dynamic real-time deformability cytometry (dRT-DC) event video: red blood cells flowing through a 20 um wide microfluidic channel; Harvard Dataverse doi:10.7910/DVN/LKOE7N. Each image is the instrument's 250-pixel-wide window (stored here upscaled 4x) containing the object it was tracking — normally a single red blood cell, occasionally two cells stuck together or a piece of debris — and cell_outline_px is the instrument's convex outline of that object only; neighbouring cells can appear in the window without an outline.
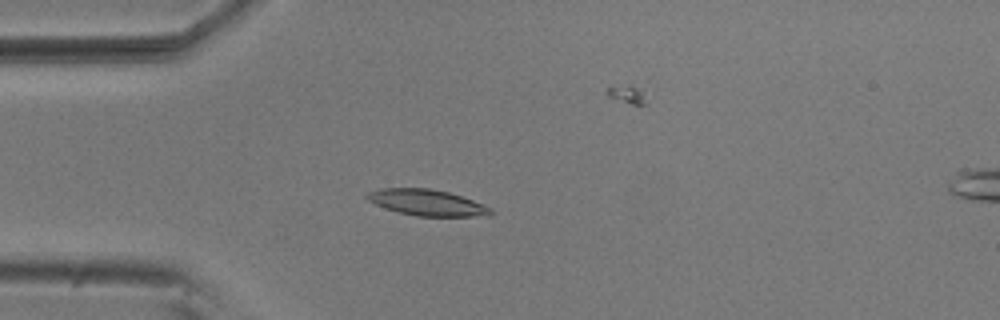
{"species": "common noctule bat (a hibernating species)", "species_latin": "Nyctalus noctula", "temperature_condition": "room temperature", "stored_images_in_passage": 5, "camera_frame_rate_fps": 3000, "um_per_image_px": 0.085, "animal": {"sex": "male", "body_mass_g": 20.5, "forearm_length_mm": 52.5}, "frame": {"image": 1, "passage_image": 4, "time_ms": 1.0, "image_size_px": [1000, 320], "cell_outline_px": [[496, 212], [472, 216], [416, 216], [384, 208], [368, 200], [364, 196], [368, 192], [380, 188], [428, 188], [448, 192], [484, 204], [492, 208]], "centroid_in_image_um": [36.26, 17.21], "position_along_channel_um": 48.7, "area_um2": 18.61}}